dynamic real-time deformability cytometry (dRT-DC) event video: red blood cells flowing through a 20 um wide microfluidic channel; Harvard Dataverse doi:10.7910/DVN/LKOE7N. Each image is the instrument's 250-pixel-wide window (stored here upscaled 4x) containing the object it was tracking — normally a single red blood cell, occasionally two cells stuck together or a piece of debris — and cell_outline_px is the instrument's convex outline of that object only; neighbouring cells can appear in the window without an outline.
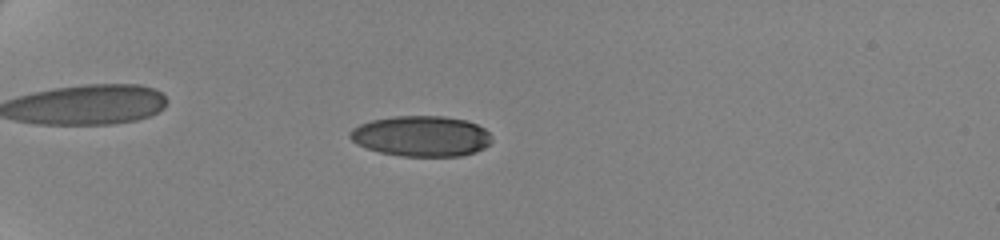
{"species": "human", "species_latin": "Homo sapiens", "temperature_condition": "cold", "stored_images_in_passage": 14, "camera_frame_rate_fps": 3000, "um_per_image_px": 0.085, "donor": {"sex": "female"}, "frame": {"image": 1, "passage_image": 6, "time_ms": 5.333, "image_size_px": [1000, 240], "cell_outline_px": [[492, 140], [484, 148], [476, 152], [460, 156], [404, 156], [380, 152], [356, 144], [348, 136], [348, 132], [352, 128], [360, 124], [372, 120], [392, 116], [444, 116], [468, 120], [484, 128], [492, 136]], "centroid_in_image_um": [35.81, 11.56], "position_along_channel_um": 49.2, "area_um2": 33.7}}
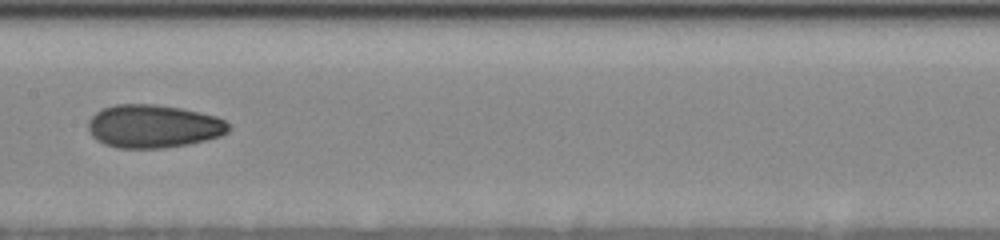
{"frame": {"image": 2, "passage_image": 11, "time_ms": 10.667, "image_size_px": [1000, 240], "cell_outline_px": [[232, 128], [228, 132], [220, 136], [188, 144], [164, 148], [116, 148], [104, 144], [96, 140], [88, 132], [88, 120], [96, 112], [104, 108], [116, 104], [152, 104], [180, 108], [216, 116], [224, 120]], "centroid_in_image_um": [13.01, 10.74], "position_along_channel_um": 194.4, "area_um2": 35.37}}
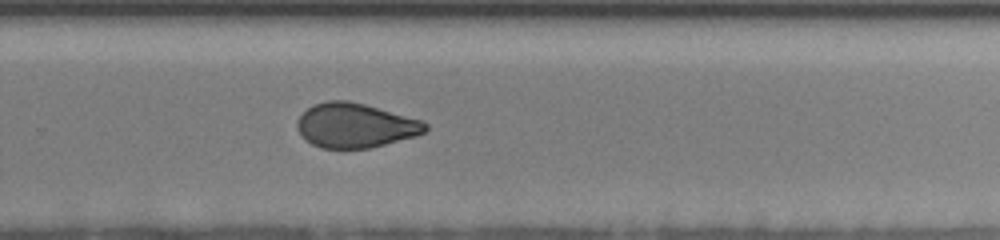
{"frame": {"image": 3, "passage_image": 14, "time_ms": 13.667, "image_size_px": [1000, 240], "cell_outline_px": [[428, 128], [424, 132], [416, 136], [368, 148], [320, 148], [312, 144], [296, 128], [296, 124], [300, 116], [312, 104], [328, 100], [348, 100], [364, 104], [424, 120], [428, 124]], "centroid_in_image_um": [30.22, 10.65], "position_along_channel_um": 299.6, "area_um2": 33.12}}